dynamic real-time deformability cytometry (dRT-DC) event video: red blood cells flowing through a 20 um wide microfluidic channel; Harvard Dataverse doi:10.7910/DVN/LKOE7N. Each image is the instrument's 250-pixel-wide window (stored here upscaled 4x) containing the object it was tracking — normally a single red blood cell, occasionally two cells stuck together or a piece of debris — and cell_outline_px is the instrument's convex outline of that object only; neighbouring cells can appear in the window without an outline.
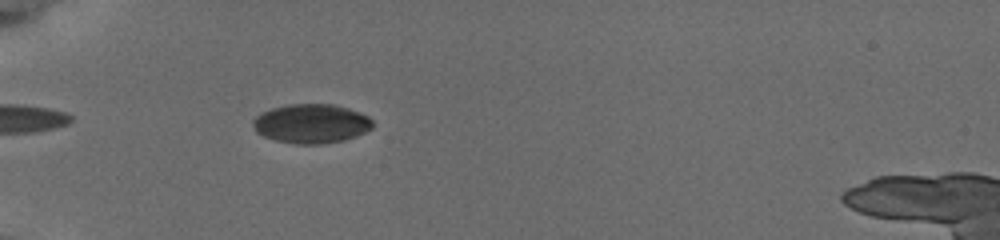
{"species": "common noctule bat (a hibernating species)", "species_latin": "Nyctalus noctula", "temperature_condition": "cold", "stored_images_in_passage": 26, "camera_frame_rate_fps": 3000, "um_per_image_px": 0.085, "animal": {"sex": "female", "body_mass_g": 19.5, "forearm_length_mm": 54.1}, "frame": {"image": 1, "passage_image": 13, "time_ms": 5.667, "image_size_px": [1000, 240], "cell_outline_px": [[372, 128], [356, 136], [344, 140], [320, 144], [296, 144], [276, 140], [264, 136], [256, 132], [252, 124], [252, 120], [260, 112], [272, 108], [288, 104], [332, 104], [348, 108], [360, 112], [368, 116], [372, 120]], "centroid_in_image_um": [26.44, 10.5], "position_along_channel_um": 58.6, "area_um2": 27.4}}
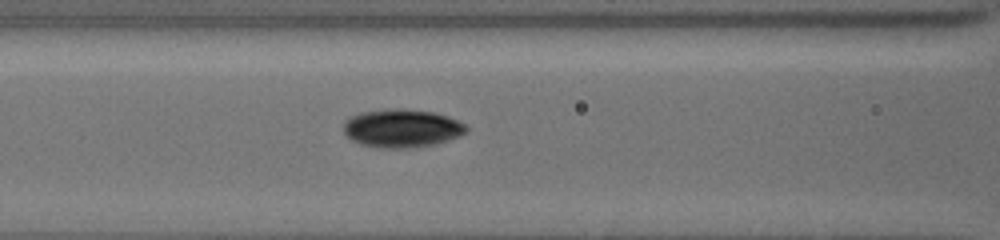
{"frame": {"image": 2, "passage_image": 18, "time_ms": 8.0, "image_size_px": [1000, 240], "cell_outline_px": [[468, 132], [460, 136], [436, 144], [408, 148], [380, 148], [360, 144], [352, 140], [344, 132], [344, 120], [348, 116], [360, 112], [388, 108], [404, 108], [436, 112], [460, 120], [468, 128]], "centroid_in_image_um": [34.17, 10.88], "position_along_channel_um": 132.4, "area_um2": 27.92}}
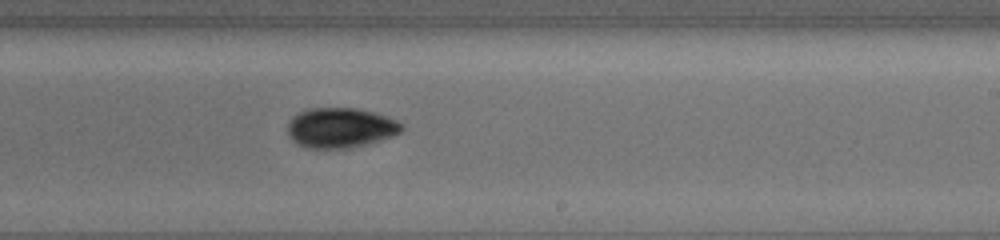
{"frame": {"image": 3, "passage_image": 26, "time_ms": 11.333, "image_size_px": [1000, 240], "cell_outline_px": [[404, 128], [400, 132], [392, 136], [380, 140], [352, 148], [308, 148], [296, 144], [288, 136], [288, 120], [292, 116], [308, 108], [356, 108], [376, 112], [388, 116], [404, 124]], "centroid_in_image_um": [28.94, 10.85], "position_along_channel_um": 260.1, "area_um2": 26.93}}